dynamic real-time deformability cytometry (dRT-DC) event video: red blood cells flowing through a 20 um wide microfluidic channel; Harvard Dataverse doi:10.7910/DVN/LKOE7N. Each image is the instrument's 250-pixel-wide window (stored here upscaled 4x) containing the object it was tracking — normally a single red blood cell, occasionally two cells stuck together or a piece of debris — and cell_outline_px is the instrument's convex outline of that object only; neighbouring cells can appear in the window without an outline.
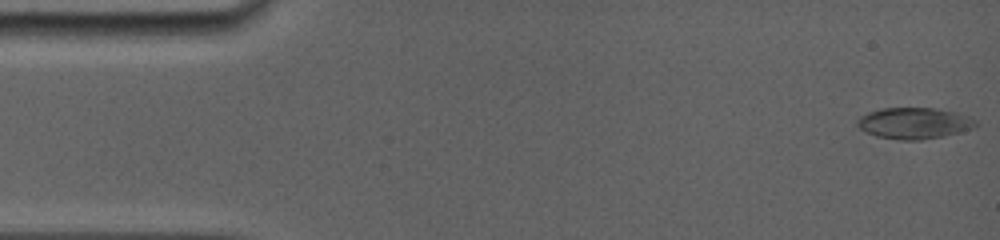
{"species": "common noctule bat (a hibernating species)", "species_latin": "Nyctalus noctula", "temperature_condition": "room temperature", "stored_images_in_passage": 77, "camera_frame_rate_fps": 5000, "um_per_image_px": 0.085, "animal": {"sex": "female", "body_mass_g": 19.0, "forearm_length_mm": 56.7}, "frame": {"image": 1, "passage_image": 1, "time_ms": 0.0, "image_size_px": [1000, 240], "cell_outline_px": [[980, 124], [976, 128], [944, 136], [920, 140], [900, 140], [876, 136], [864, 132], [856, 124], [856, 120], [860, 116], [868, 112], [880, 108], [936, 108], [968, 116], [976, 120]], "centroid_in_image_um": [77.7, 10.48], "position_along_channel_um": 7.3, "area_um2": 21.79}}
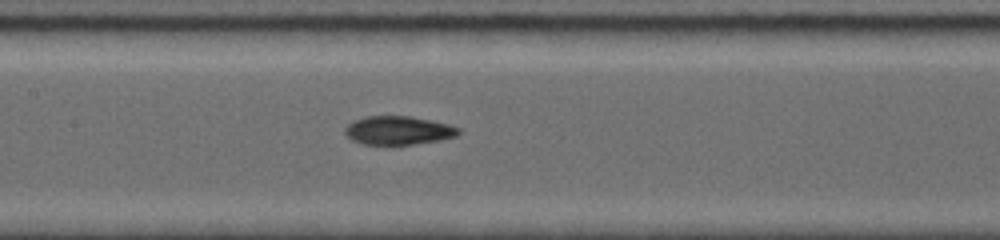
{"frame": {"image": 2, "passage_image": 47, "time_ms": 7.4, "image_size_px": [1000, 240], "cell_outline_px": [[460, 132], [456, 136], [440, 140], [412, 144], [364, 144], [352, 140], [344, 132], [344, 128], [348, 124], [364, 116], [408, 116], [432, 120], [448, 124], [460, 128]], "centroid_in_image_um": [33.86, 11.08], "position_along_channel_um": 173.5, "area_um2": 18.79}}
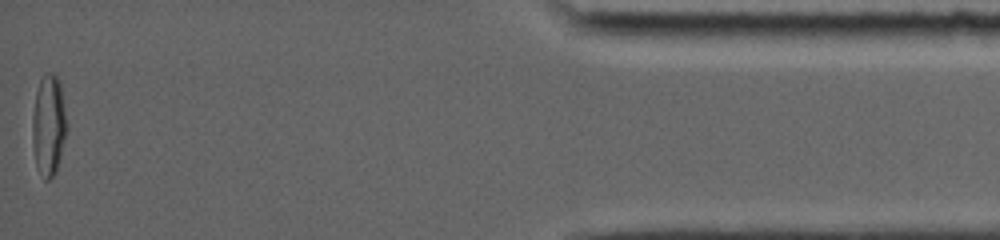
{"frame": {"image": 3, "passage_image": 77, "time_ms": 15.8, "image_size_px": [1000, 240], "cell_outline_px": [[68, 128], [56, 172], [48, 180], [44, 180], [36, 164], [32, 140], [32, 116], [36, 92], [40, 80], [44, 72], [52, 72], [60, 80], [68, 124]], "centroid_in_image_um": [4.15, 10.6], "position_along_channel_um": 431.0, "area_um2": 20.58}, "authors_computed_cell_mechanics": {"area_um2": 19.7098, "velocity_mm_per_s": 3.8952, "shape_relaxation_time_tau1_ms": null, "shape_relaxation_time_tau2_ms": 2.5664, "deformation_change_tau1": null, "deformation_change_tau2": 0.0803}}